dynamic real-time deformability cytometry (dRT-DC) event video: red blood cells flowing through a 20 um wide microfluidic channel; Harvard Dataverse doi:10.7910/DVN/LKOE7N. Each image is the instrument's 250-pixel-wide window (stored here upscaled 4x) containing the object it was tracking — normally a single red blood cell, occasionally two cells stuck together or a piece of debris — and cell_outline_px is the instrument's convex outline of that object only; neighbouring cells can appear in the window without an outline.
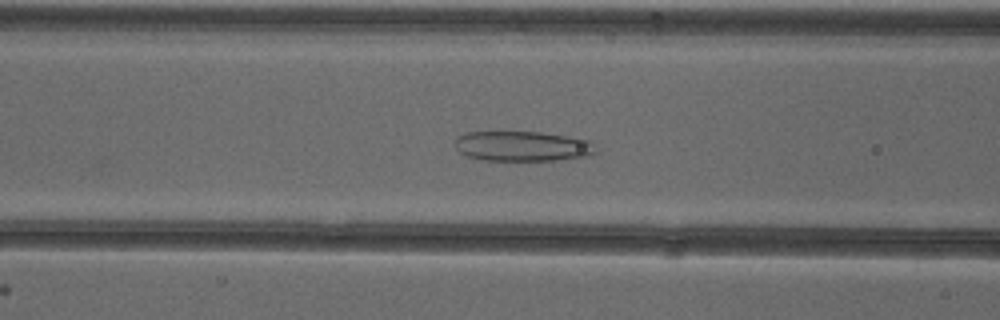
{"species": "common noctule bat (a hibernating species)", "species_latin": "Nyctalus noctula", "temperature_condition": "cold", "stored_images_in_passage": 52, "camera_frame_rate_fps": 3000, "um_per_image_px": 0.085, "animal": {"sex": "female"}, "frame": {"image": 1, "passage_image": 21, "time_ms": 6.667, "image_size_px": [1000, 320], "cell_outline_px": [[596, 152], [588, 156], [556, 160], [484, 160], [468, 156], [460, 152], [456, 148], [456, 136], [468, 132], [540, 132], [592, 140]], "centroid_in_image_um": [44.42, 12.42], "position_along_channel_um": 122.2, "area_um2": 24.57}}
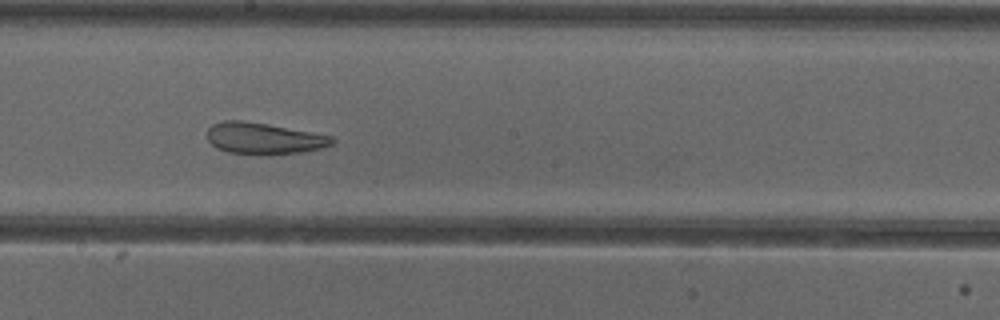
{"frame": {"image": 2, "passage_image": 29, "time_ms": 9.333, "image_size_px": [1000, 320], "cell_outline_px": [[336, 140], [332, 144], [320, 148], [300, 152], [228, 152], [216, 148], [208, 140], [208, 128], [212, 124], [224, 120], [244, 120], [268, 124], [332, 136]], "centroid_in_image_um": [22.39, 11.71], "position_along_channel_um": 225.8, "area_um2": 22.02}}
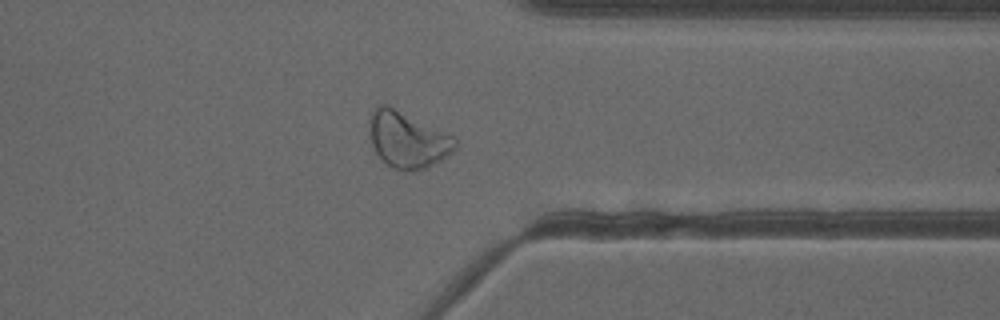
{"frame": {"image": 3, "passage_image": 41, "time_ms": 13.333, "image_size_px": [1000, 320], "cell_outline_px": [[456, 148], [448, 156], [416, 172], [404, 172], [392, 168], [380, 160], [368, 136], [368, 120], [376, 104], [388, 104], [456, 136]], "centroid_in_image_um": [34.61, 11.87], "position_along_channel_um": 376.8, "area_um2": 28.96}}